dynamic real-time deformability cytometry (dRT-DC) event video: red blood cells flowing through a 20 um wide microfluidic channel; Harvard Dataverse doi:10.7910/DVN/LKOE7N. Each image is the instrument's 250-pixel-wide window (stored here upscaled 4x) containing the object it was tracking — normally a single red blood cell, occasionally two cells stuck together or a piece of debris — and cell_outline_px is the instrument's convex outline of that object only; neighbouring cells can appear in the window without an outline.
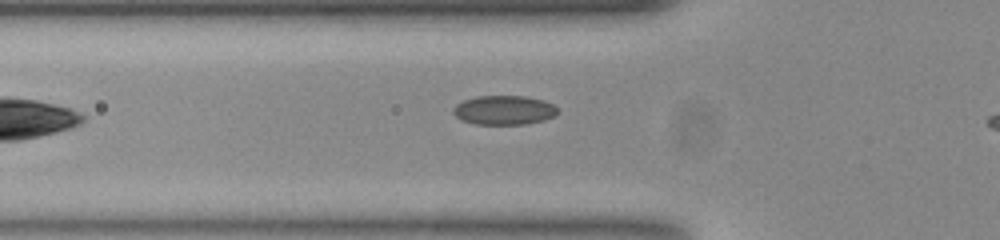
{"species": "common noctule bat (a hibernating species)", "species_latin": "Nyctalus noctula", "temperature_condition": "room temperature", "stored_images_in_passage": 29, "camera_frame_rate_fps": 3000, "um_per_image_px": 0.085, "animal": {"sex": "female", "body_mass_g": 23.0, "forearm_length_mm": 53.4}, "frame": {"image": 1, "passage_image": 3, "time_ms": 0.667, "image_size_px": [1000, 240], "cell_outline_px": [[556, 112], [552, 116], [544, 120], [524, 124], [476, 124], [464, 120], [456, 116], [452, 112], [452, 108], [456, 104], [464, 100], [476, 96], [528, 96], [544, 100], [552, 104], [556, 108]], "centroid_in_image_um": [42.82, 9.35], "position_along_channel_um": 83.0, "area_um2": 17.63}}
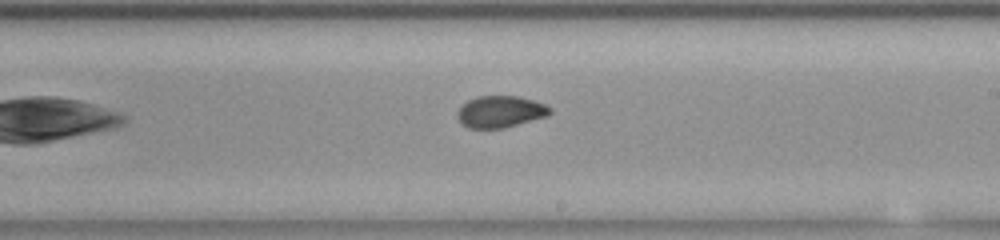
{"frame": {"image": 2, "passage_image": 16, "time_ms": 5.0, "image_size_px": [1000, 240], "cell_outline_px": [[552, 112], [548, 116], [500, 128], [468, 128], [460, 124], [456, 116], [456, 112], [468, 100], [476, 96], [516, 96], [532, 100], [544, 104], [552, 108]], "centroid_in_image_um": [42.5, 9.49], "position_along_channel_um": 246.5, "area_um2": 17.05}}
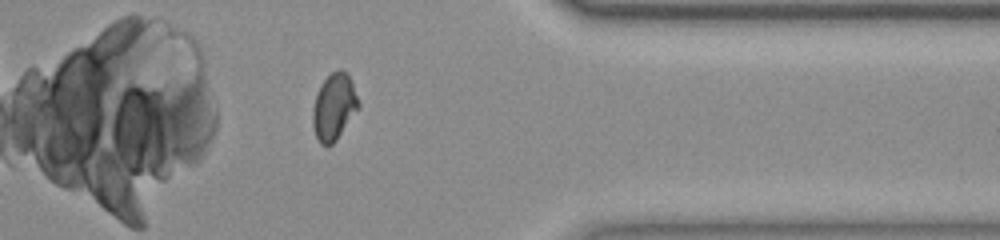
{"frame": {"image": 3, "passage_image": 28, "time_ms": 9.0, "image_size_px": [1000, 240], "cell_outline_px": [[360, 108], [336, 140], [332, 144], [320, 144], [316, 136], [312, 124], [312, 108], [320, 84], [332, 72], [340, 68], [348, 72], [360, 104]], "centroid_in_image_um": [28.4, 9.06], "position_along_channel_um": 383.0, "area_um2": 17.86}}